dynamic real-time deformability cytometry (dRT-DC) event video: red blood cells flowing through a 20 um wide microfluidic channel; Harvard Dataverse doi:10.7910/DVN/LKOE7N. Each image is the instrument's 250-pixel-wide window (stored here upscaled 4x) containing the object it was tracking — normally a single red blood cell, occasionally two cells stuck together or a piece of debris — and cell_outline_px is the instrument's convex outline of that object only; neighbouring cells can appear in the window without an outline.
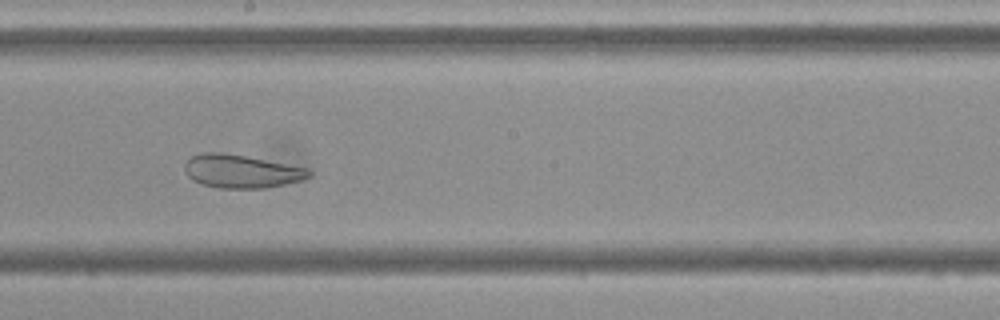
{"species": "Egyptian fruit bat (a non-hibernating species)", "species_latin": "Rousettus aegyptiacus", "temperature_condition": "cold", "stored_images_in_passage": 56, "camera_frame_rate_fps": 3000, "um_per_image_px": 0.085, "frame": {"image": 1, "passage_image": 31, "time_ms": 10.0, "image_size_px": [1000, 320], "cell_outline_px": [[312, 176], [300, 180], [284, 184], [264, 188], [216, 188], [192, 180], [184, 172], [184, 164], [192, 156], [200, 152], [220, 152], [244, 156], [308, 168], [312, 172]], "centroid_in_image_um": [20.48, 14.56], "position_along_channel_um": 227.7, "area_um2": 23.99}}
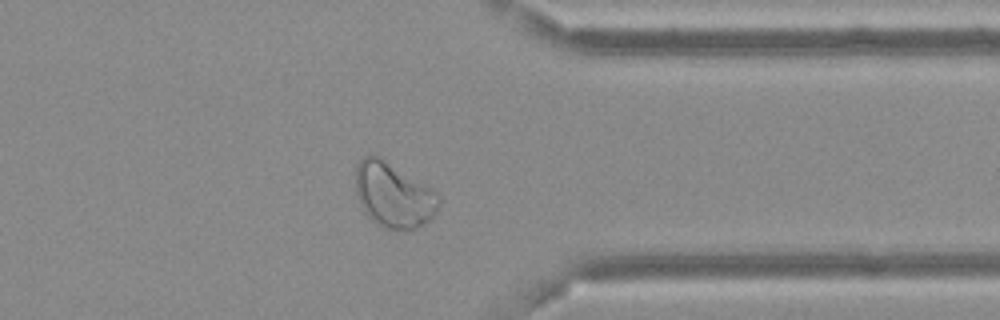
{"frame": {"image": 2, "passage_image": 44, "time_ms": 14.333, "image_size_px": [1000, 320], "cell_outline_px": [[440, 204], [436, 212], [428, 220], [416, 228], [408, 232], [388, 228], [372, 220], [364, 212], [360, 204], [356, 192], [356, 164], [364, 156], [380, 156], [432, 188], [440, 196]], "centroid_in_image_um": [33.46, 16.58], "position_along_channel_um": 377.9, "area_um2": 31.56}}
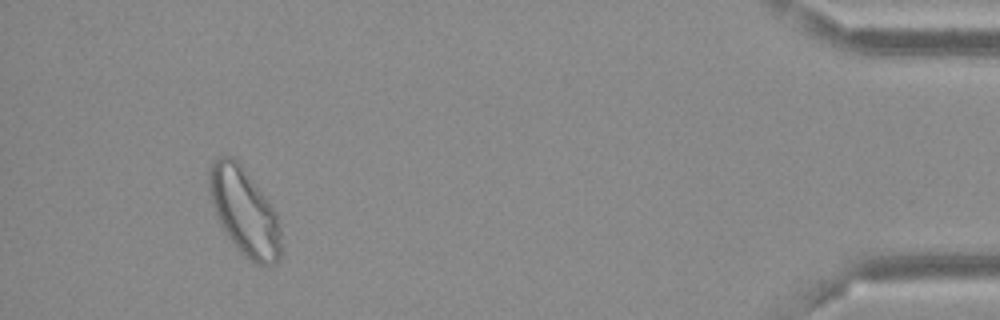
{"frame": {"image": 3, "passage_image": 52, "time_ms": 17.0, "image_size_px": [1000, 320], "cell_outline_px": [[280, 256], [276, 264], [256, 264], [244, 256], [228, 236], [220, 224], [216, 216], [208, 188], [208, 168], [220, 156], [232, 156], [240, 164], [256, 184], [268, 200], [276, 212], [280, 228]], "centroid_in_image_um": [20.76, 17.98], "position_along_channel_um": 414.4, "area_um2": 36.13}}